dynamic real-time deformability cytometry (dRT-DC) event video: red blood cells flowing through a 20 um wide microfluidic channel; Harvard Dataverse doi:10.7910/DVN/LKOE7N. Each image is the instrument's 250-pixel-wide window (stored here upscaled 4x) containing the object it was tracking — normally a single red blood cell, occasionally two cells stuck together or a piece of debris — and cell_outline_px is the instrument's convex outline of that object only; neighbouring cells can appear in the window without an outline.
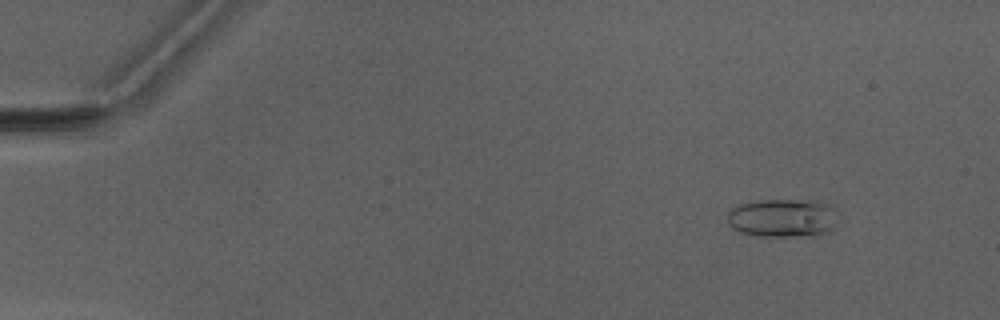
{"species": "Egyptian fruit bat (a non-hibernating species)", "species_latin": "Rousettus aegyptiacus", "temperature_condition": "warm", "stored_images_in_passage": 3, "camera_frame_rate_fps": 3000, "um_per_image_px": 0.085, "animal": {"sex": "male"}, "frame": {"image": 1, "passage_image": 1, "time_ms": 0.0, "image_size_px": [1000, 320], "cell_outline_px": [[836, 224], [832, 228], [820, 236], [756, 236], [740, 232], [732, 228], [728, 224], [728, 212], [732, 208], [740, 204], [760, 200], [816, 200], [828, 204], [832, 208]], "centroid_in_image_um": [66.5, 18.54], "position_along_channel_um": 18.5, "area_um2": 24.85}}